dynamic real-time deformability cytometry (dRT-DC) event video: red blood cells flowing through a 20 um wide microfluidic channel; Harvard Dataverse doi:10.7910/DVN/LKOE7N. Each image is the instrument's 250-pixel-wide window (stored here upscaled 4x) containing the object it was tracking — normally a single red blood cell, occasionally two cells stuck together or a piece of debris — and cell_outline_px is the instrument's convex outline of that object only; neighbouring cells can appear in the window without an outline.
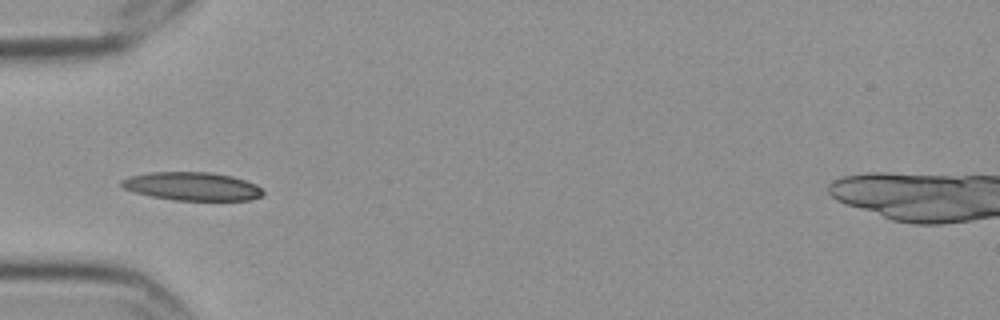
{"species": "Egyptian fruit bat (a non-hibernating species)", "species_latin": "Rousettus aegyptiacus", "temperature_condition": "cold", "stored_images_in_passage": 6, "camera_frame_rate_fps": 3000, "um_per_image_px": 0.085, "frame": {"image": 1, "passage_image": 5, "time_ms": 1.333, "image_size_px": [1000, 320], "cell_outline_px": [[264, 196], [252, 200], [172, 200], [152, 196], [136, 192], [124, 188], [120, 184], [120, 180], [128, 176], [148, 172], [212, 172], [232, 176], [256, 184], [264, 192]], "centroid_in_image_um": [16.34, 15.83], "position_along_channel_um": 68.7, "area_um2": 23.47}}
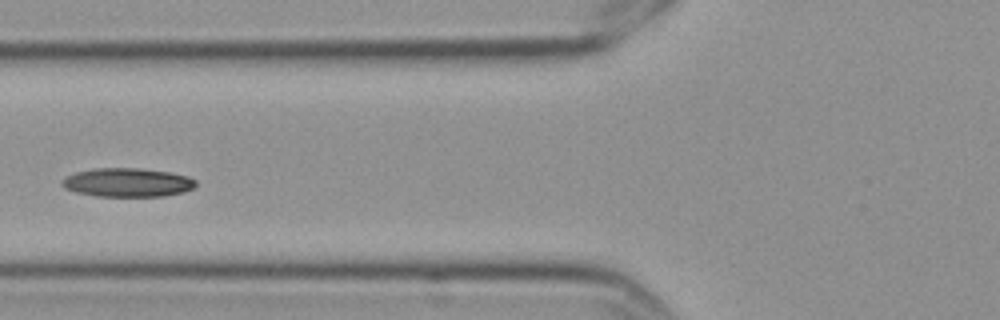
{"frame": {"image": 2, "passage_image": 6, "time_ms": 1.667, "image_size_px": [1000, 320], "cell_outline_px": [[196, 188], [184, 192], [164, 196], [96, 196], [76, 192], [64, 188], [60, 184], [60, 180], [76, 172], [92, 168], [140, 168], [168, 172], [188, 176], [196, 180]], "centroid_in_image_um": [10.84, 15.51], "position_along_channel_um": 115.0, "area_um2": 22.6}}